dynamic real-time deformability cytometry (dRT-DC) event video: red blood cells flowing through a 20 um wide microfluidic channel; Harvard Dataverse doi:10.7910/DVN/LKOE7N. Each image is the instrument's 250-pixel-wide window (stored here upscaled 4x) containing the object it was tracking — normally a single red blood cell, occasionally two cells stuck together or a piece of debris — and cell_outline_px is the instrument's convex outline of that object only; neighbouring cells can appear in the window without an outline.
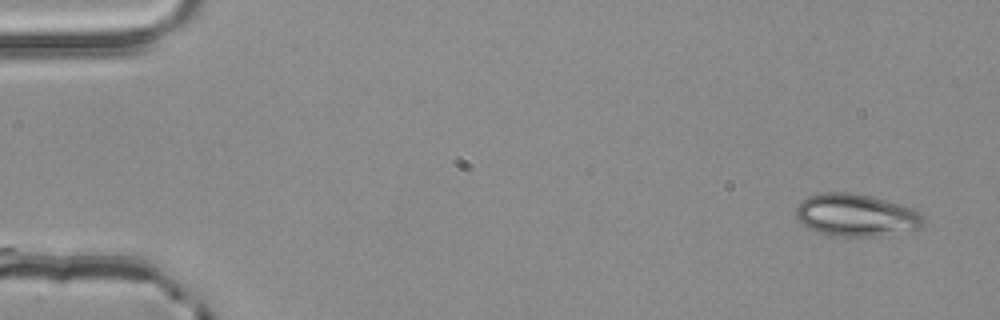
{"species": "common noctule bat (a hibernating species)", "species_latin": "Nyctalus noctula", "temperature_condition": "room temperature", "stored_images_in_passage": 33, "camera_frame_rate_fps": 3000, "um_per_image_px": 0.085, "animal": {"sex": "male", "body_mass_g": 20.4}, "frame": {"image": 1, "passage_image": 1, "time_ms": 0.0, "image_size_px": [1000, 320], "cell_outline_px": [[924, 224], [920, 228], [876, 236], [840, 236], [816, 232], [808, 228], [796, 216], [796, 208], [800, 200], [808, 196], [824, 192], [848, 192], [872, 196], [900, 204], [912, 208], [920, 212], [924, 216]], "centroid_in_image_um": [72.76, 18.27], "position_along_channel_um": 12.2, "area_um2": 31.44}}
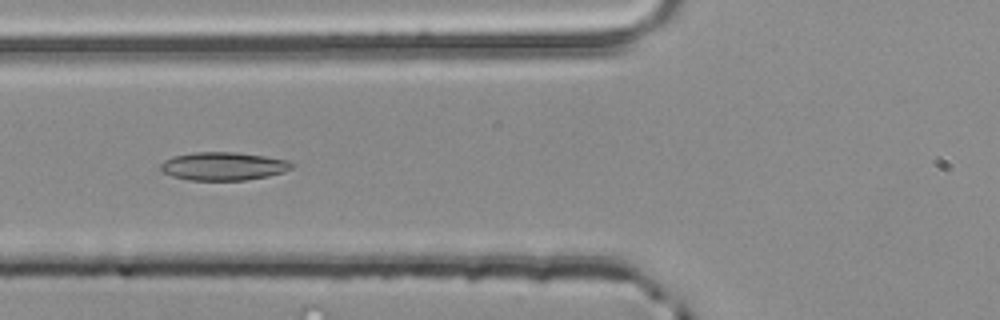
{"frame": {"image": 2, "passage_image": 19, "time_ms": 6.0, "image_size_px": [1000, 320], "cell_outline_px": [[292, 168], [284, 172], [268, 176], [244, 180], [188, 180], [172, 176], [160, 172], [160, 164], [164, 160], [172, 156], [192, 152], [236, 152], [264, 156], [288, 160], [292, 164]], "centroid_in_image_um": [18.93, 14.12], "position_along_channel_um": 106.9, "area_um2": 21.68}}